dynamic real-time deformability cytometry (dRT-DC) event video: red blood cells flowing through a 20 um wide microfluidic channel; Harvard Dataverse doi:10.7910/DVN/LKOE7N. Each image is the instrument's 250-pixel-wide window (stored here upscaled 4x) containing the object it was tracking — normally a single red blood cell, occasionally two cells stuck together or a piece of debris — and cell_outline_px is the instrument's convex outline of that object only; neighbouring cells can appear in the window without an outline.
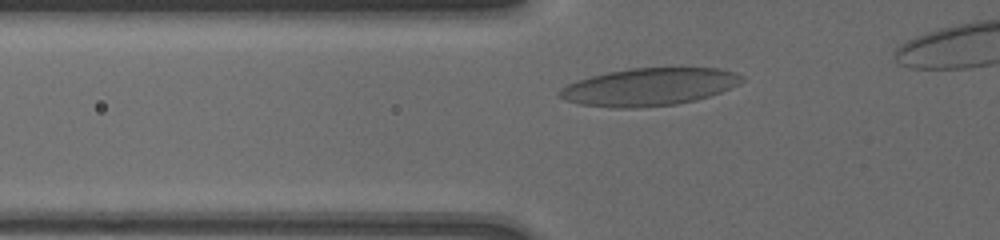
{"species": "human", "species_latin": "Homo sapiens", "temperature_condition": "cold", "stored_images_in_passage": 38, "camera_frame_rate_fps": 3000, "um_per_image_px": 0.085, "donor": {"sex": "male"}, "frame": {"image": 1, "passage_image": 14, "time_ms": 1.667, "image_size_px": [1000, 240], "cell_outline_px": [[744, 80], [740, 84], [720, 92], [696, 100], [676, 104], [632, 108], [612, 108], [580, 104], [564, 100], [556, 96], [560, 88], [568, 84], [592, 76], [608, 72], [632, 68], [716, 68], [736, 72], [744, 76]], "centroid_in_image_um": [55.17, 7.39], "position_along_channel_um": 70.6, "area_um2": 39.88}}
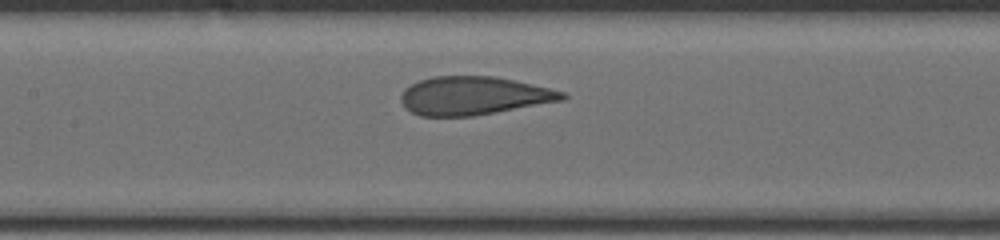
{"frame": {"image": 2, "passage_image": 26, "time_ms": 4.333, "image_size_px": [1000, 240], "cell_outline_px": [[568, 96], [564, 100], [472, 116], [420, 116], [404, 108], [400, 100], [400, 96], [404, 88], [420, 80], [432, 76], [496, 76], [548, 88], [564, 92]], "centroid_in_image_um": [40.22, 8.14], "position_along_channel_um": 167.2, "area_um2": 35.95}}
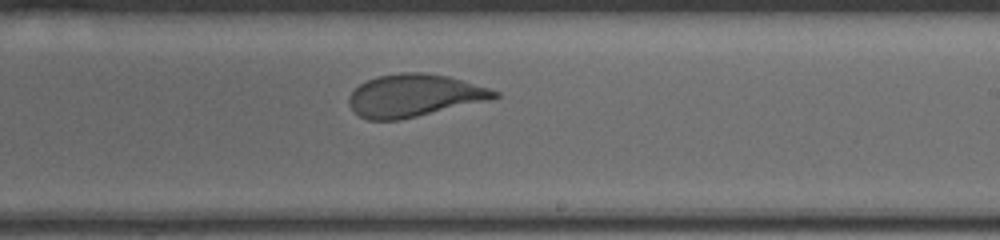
{"frame": {"image": 3, "passage_image": 35, "time_ms": 6.667, "image_size_px": [1000, 240], "cell_outline_px": [[500, 96], [492, 100], [400, 120], [368, 120], [360, 116], [352, 108], [348, 100], [348, 96], [360, 84], [376, 76], [400, 72], [420, 72], [448, 76], [488, 88], [500, 92]], "centroid_in_image_um": [35.23, 8.12], "position_along_channel_um": 253.8, "area_um2": 36.07}}